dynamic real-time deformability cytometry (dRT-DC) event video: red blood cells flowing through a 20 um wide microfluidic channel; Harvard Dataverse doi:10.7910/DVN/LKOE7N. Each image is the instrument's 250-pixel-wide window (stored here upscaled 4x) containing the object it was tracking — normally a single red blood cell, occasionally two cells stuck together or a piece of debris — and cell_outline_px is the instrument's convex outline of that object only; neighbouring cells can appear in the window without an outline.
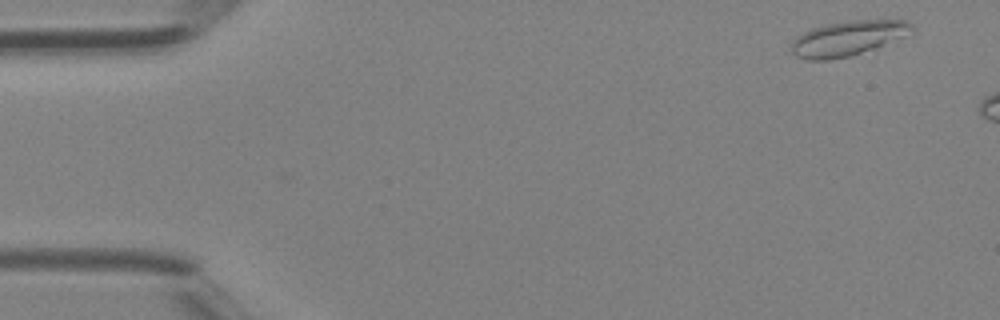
{"species": "Egyptian fruit bat (a non-hibernating species)", "species_latin": "Rousettus aegyptiacus", "temperature_condition": "room temperature", "stored_images_in_passage": 7, "camera_frame_rate_fps": 3000, "um_per_image_px": 0.085, "animal": {"sex": "female"}, "frame": {"image": 1, "passage_image": 2, "time_ms": 0.333, "image_size_px": [1000, 320], "cell_outline_px": [[916, 28], [908, 36], [876, 48], [848, 56], [828, 60], [804, 60], [796, 56], [792, 52], [792, 44], [796, 36], [812, 28], [824, 24], [848, 20], [904, 20], [912, 24]], "centroid_in_image_um": [72.11, 3.25], "position_along_channel_um": 12.9, "area_um2": 24.74}}